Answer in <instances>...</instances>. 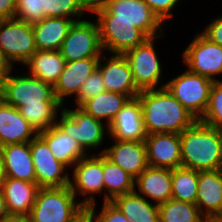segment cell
<instances>
[{
	"label": "cell",
	"instance_id": "5b68a950",
	"mask_svg": "<svg viewBox=\"0 0 222 222\" xmlns=\"http://www.w3.org/2000/svg\"><path fill=\"white\" fill-rule=\"evenodd\" d=\"M11 76L0 88V98L17 109L21 106L41 105V103H60L55 96L54 86L35 76L26 74Z\"/></svg>",
	"mask_w": 222,
	"mask_h": 222
},
{
	"label": "cell",
	"instance_id": "ffe728a7",
	"mask_svg": "<svg viewBox=\"0 0 222 222\" xmlns=\"http://www.w3.org/2000/svg\"><path fill=\"white\" fill-rule=\"evenodd\" d=\"M99 59L100 57H90L65 62L63 71L54 85L56 99L62 105L66 97L74 94L77 96L84 81L97 69Z\"/></svg>",
	"mask_w": 222,
	"mask_h": 222
},
{
	"label": "cell",
	"instance_id": "7c38bea8",
	"mask_svg": "<svg viewBox=\"0 0 222 222\" xmlns=\"http://www.w3.org/2000/svg\"><path fill=\"white\" fill-rule=\"evenodd\" d=\"M183 60L191 73L217 80L215 75L222 73V46L197 34L183 51Z\"/></svg>",
	"mask_w": 222,
	"mask_h": 222
},
{
	"label": "cell",
	"instance_id": "4fadbf2b",
	"mask_svg": "<svg viewBox=\"0 0 222 222\" xmlns=\"http://www.w3.org/2000/svg\"><path fill=\"white\" fill-rule=\"evenodd\" d=\"M73 170V182L70 181V188L72 193L85 197L81 200L83 206L96 205L95 198L92 196L95 193H102L105 190V184L103 179V154L91 155L89 154L81 158L74 164Z\"/></svg>",
	"mask_w": 222,
	"mask_h": 222
},
{
	"label": "cell",
	"instance_id": "484cf974",
	"mask_svg": "<svg viewBox=\"0 0 222 222\" xmlns=\"http://www.w3.org/2000/svg\"><path fill=\"white\" fill-rule=\"evenodd\" d=\"M74 22L75 19L64 17H46L41 22L33 24L36 49L59 50Z\"/></svg>",
	"mask_w": 222,
	"mask_h": 222
},
{
	"label": "cell",
	"instance_id": "6da1fadb",
	"mask_svg": "<svg viewBox=\"0 0 222 222\" xmlns=\"http://www.w3.org/2000/svg\"><path fill=\"white\" fill-rule=\"evenodd\" d=\"M142 106L143 125L147 135L181 134L197 119L165 87L144 90L137 95Z\"/></svg>",
	"mask_w": 222,
	"mask_h": 222
},
{
	"label": "cell",
	"instance_id": "b9f144b4",
	"mask_svg": "<svg viewBox=\"0 0 222 222\" xmlns=\"http://www.w3.org/2000/svg\"><path fill=\"white\" fill-rule=\"evenodd\" d=\"M16 17V0H0V20Z\"/></svg>",
	"mask_w": 222,
	"mask_h": 222
},
{
	"label": "cell",
	"instance_id": "cb8c5ba5",
	"mask_svg": "<svg viewBox=\"0 0 222 222\" xmlns=\"http://www.w3.org/2000/svg\"><path fill=\"white\" fill-rule=\"evenodd\" d=\"M39 188L36 182L6 177L1 190L9 215H29Z\"/></svg>",
	"mask_w": 222,
	"mask_h": 222
},
{
	"label": "cell",
	"instance_id": "44dd1931",
	"mask_svg": "<svg viewBox=\"0 0 222 222\" xmlns=\"http://www.w3.org/2000/svg\"><path fill=\"white\" fill-rule=\"evenodd\" d=\"M37 134L17 108L0 98V147L30 142Z\"/></svg>",
	"mask_w": 222,
	"mask_h": 222
},
{
	"label": "cell",
	"instance_id": "d590c367",
	"mask_svg": "<svg viewBox=\"0 0 222 222\" xmlns=\"http://www.w3.org/2000/svg\"><path fill=\"white\" fill-rule=\"evenodd\" d=\"M16 18L30 25L46 18L42 8V0H16Z\"/></svg>",
	"mask_w": 222,
	"mask_h": 222
},
{
	"label": "cell",
	"instance_id": "f1b7e54d",
	"mask_svg": "<svg viewBox=\"0 0 222 222\" xmlns=\"http://www.w3.org/2000/svg\"><path fill=\"white\" fill-rule=\"evenodd\" d=\"M130 98L127 95L105 91L98 96L86 100L80 108L92 117L103 121L107 119L106 128L117 116Z\"/></svg>",
	"mask_w": 222,
	"mask_h": 222
},
{
	"label": "cell",
	"instance_id": "ba28073f",
	"mask_svg": "<svg viewBox=\"0 0 222 222\" xmlns=\"http://www.w3.org/2000/svg\"><path fill=\"white\" fill-rule=\"evenodd\" d=\"M59 51L65 62L101 57L104 51L97 21L95 23L83 19L75 21Z\"/></svg>",
	"mask_w": 222,
	"mask_h": 222
},
{
	"label": "cell",
	"instance_id": "2e32d148",
	"mask_svg": "<svg viewBox=\"0 0 222 222\" xmlns=\"http://www.w3.org/2000/svg\"><path fill=\"white\" fill-rule=\"evenodd\" d=\"M148 165L156 168L181 167V140L176 133H153L145 138Z\"/></svg>",
	"mask_w": 222,
	"mask_h": 222
},
{
	"label": "cell",
	"instance_id": "836d02e7",
	"mask_svg": "<svg viewBox=\"0 0 222 222\" xmlns=\"http://www.w3.org/2000/svg\"><path fill=\"white\" fill-rule=\"evenodd\" d=\"M42 8L46 17L75 18V21H79L76 18H81L84 12L91 11L87 0H42Z\"/></svg>",
	"mask_w": 222,
	"mask_h": 222
},
{
	"label": "cell",
	"instance_id": "7dc6e473",
	"mask_svg": "<svg viewBox=\"0 0 222 222\" xmlns=\"http://www.w3.org/2000/svg\"><path fill=\"white\" fill-rule=\"evenodd\" d=\"M89 3H90V5L91 4H93V3H96V2H98V1H101V0H87Z\"/></svg>",
	"mask_w": 222,
	"mask_h": 222
},
{
	"label": "cell",
	"instance_id": "ee69618b",
	"mask_svg": "<svg viewBox=\"0 0 222 222\" xmlns=\"http://www.w3.org/2000/svg\"><path fill=\"white\" fill-rule=\"evenodd\" d=\"M0 222H31L28 215H9L3 217Z\"/></svg>",
	"mask_w": 222,
	"mask_h": 222
},
{
	"label": "cell",
	"instance_id": "9a60e30c",
	"mask_svg": "<svg viewBox=\"0 0 222 222\" xmlns=\"http://www.w3.org/2000/svg\"><path fill=\"white\" fill-rule=\"evenodd\" d=\"M102 59H106L104 64ZM97 68L103 77L106 91L118 92L130 99L141 92L134 82L130 64L124 55L113 54L108 59L106 55H101Z\"/></svg>",
	"mask_w": 222,
	"mask_h": 222
},
{
	"label": "cell",
	"instance_id": "5bb4252c",
	"mask_svg": "<svg viewBox=\"0 0 222 222\" xmlns=\"http://www.w3.org/2000/svg\"><path fill=\"white\" fill-rule=\"evenodd\" d=\"M103 50L124 55L149 38L130 21L97 19Z\"/></svg>",
	"mask_w": 222,
	"mask_h": 222
},
{
	"label": "cell",
	"instance_id": "ac0fdd59",
	"mask_svg": "<svg viewBox=\"0 0 222 222\" xmlns=\"http://www.w3.org/2000/svg\"><path fill=\"white\" fill-rule=\"evenodd\" d=\"M114 145L104 149V154L135 179L149 166L145 141L116 140Z\"/></svg>",
	"mask_w": 222,
	"mask_h": 222
},
{
	"label": "cell",
	"instance_id": "3957f363",
	"mask_svg": "<svg viewBox=\"0 0 222 222\" xmlns=\"http://www.w3.org/2000/svg\"><path fill=\"white\" fill-rule=\"evenodd\" d=\"M90 12L97 19L130 21L148 37L160 36L157 32L164 24L144 0H101L91 4Z\"/></svg>",
	"mask_w": 222,
	"mask_h": 222
},
{
	"label": "cell",
	"instance_id": "7402d4cb",
	"mask_svg": "<svg viewBox=\"0 0 222 222\" xmlns=\"http://www.w3.org/2000/svg\"><path fill=\"white\" fill-rule=\"evenodd\" d=\"M136 185L139 193L135 192L145 199L149 197L157 205L167 202L172 199V170L148 166L135 179Z\"/></svg>",
	"mask_w": 222,
	"mask_h": 222
},
{
	"label": "cell",
	"instance_id": "83f0119b",
	"mask_svg": "<svg viewBox=\"0 0 222 222\" xmlns=\"http://www.w3.org/2000/svg\"><path fill=\"white\" fill-rule=\"evenodd\" d=\"M147 200L134 191L117 196L111 202L133 222H159L158 205Z\"/></svg>",
	"mask_w": 222,
	"mask_h": 222
},
{
	"label": "cell",
	"instance_id": "8d00e7d4",
	"mask_svg": "<svg viewBox=\"0 0 222 222\" xmlns=\"http://www.w3.org/2000/svg\"><path fill=\"white\" fill-rule=\"evenodd\" d=\"M105 91L106 88L103 82V77L97 68L82 84L81 89L75 98L77 103L76 106L80 107L86 100L96 97Z\"/></svg>",
	"mask_w": 222,
	"mask_h": 222
},
{
	"label": "cell",
	"instance_id": "e0dca14e",
	"mask_svg": "<svg viewBox=\"0 0 222 222\" xmlns=\"http://www.w3.org/2000/svg\"><path fill=\"white\" fill-rule=\"evenodd\" d=\"M195 204L208 221L222 217V169L198 172Z\"/></svg>",
	"mask_w": 222,
	"mask_h": 222
},
{
	"label": "cell",
	"instance_id": "9c48e42d",
	"mask_svg": "<svg viewBox=\"0 0 222 222\" xmlns=\"http://www.w3.org/2000/svg\"><path fill=\"white\" fill-rule=\"evenodd\" d=\"M61 110V118L56 120V125L72 136L85 152L102 144L106 133L103 121L87 114L79 106L74 110Z\"/></svg>",
	"mask_w": 222,
	"mask_h": 222
},
{
	"label": "cell",
	"instance_id": "f35d334b",
	"mask_svg": "<svg viewBox=\"0 0 222 222\" xmlns=\"http://www.w3.org/2000/svg\"><path fill=\"white\" fill-rule=\"evenodd\" d=\"M150 9L157 15V17L164 23L171 17L172 9H174L180 0H144Z\"/></svg>",
	"mask_w": 222,
	"mask_h": 222
},
{
	"label": "cell",
	"instance_id": "d4e9b609",
	"mask_svg": "<svg viewBox=\"0 0 222 222\" xmlns=\"http://www.w3.org/2000/svg\"><path fill=\"white\" fill-rule=\"evenodd\" d=\"M39 135L46 141L52 155L67 168L88 155L72 136L56 124Z\"/></svg>",
	"mask_w": 222,
	"mask_h": 222
},
{
	"label": "cell",
	"instance_id": "74e56055",
	"mask_svg": "<svg viewBox=\"0 0 222 222\" xmlns=\"http://www.w3.org/2000/svg\"><path fill=\"white\" fill-rule=\"evenodd\" d=\"M96 222H133L127 219L124 214L111 201L103 202V207L99 215H96Z\"/></svg>",
	"mask_w": 222,
	"mask_h": 222
},
{
	"label": "cell",
	"instance_id": "52a82bcc",
	"mask_svg": "<svg viewBox=\"0 0 222 222\" xmlns=\"http://www.w3.org/2000/svg\"><path fill=\"white\" fill-rule=\"evenodd\" d=\"M0 50L13 63H25L36 51L32 25L18 18L0 20Z\"/></svg>",
	"mask_w": 222,
	"mask_h": 222
},
{
	"label": "cell",
	"instance_id": "d6a6232c",
	"mask_svg": "<svg viewBox=\"0 0 222 222\" xmlns=\"http://www.w3.org/2000/svg\"><path fill=\"white\" fill-rule=\"evenodd\" d=\"M61 103H41V105L21 106L20 114L29 122L30 126L39 134L56 124L57 111L62 109Z\"/></svg>",
	"mask_w": 222,
	"mask_h": 222
},
{
	"label": "cell",
	"instance_id": "277c9868",
	"mask_svg": "<svg viewBox=\"0 0 222 222\" xmlns=\"http://www.w3.org/2000/svg\"><path fill=\"white\" fill-rule=\"evenodd\" d=\"M82 207L70 186L39 188L28 216L31 222H68Z\"/></svg>",
	"mask_w": 222,
	"mask_h": 222
},
{
	"label": "cell",
	"instance_id": "ab89813d",
	"mask_svg": "<svg viewBox=\"0 0 222 222\" xmlns=\"http://www.w3.org/2000/svg\"><path fill=\"white\" fill-rule=\"evenodd\" d=\"M201 34L211 42L222 46V16L214 19Z\"/></svg>",
	"mask_w": 222,
	"mask_h": 222
},
{
	"label": "cell",
	"instance_id": "60d3db41",
	"mask_svg": "<svg viewBox=\"0 0 222 222\" xmlns=\"http://www.w3.org/2000/svg\"><path fill=\"white\" fill-rule=\"evenodd\" d=\"M95 209V204L83 206L68 222H96Z\"/></svg>",
	"mask_w": 222,
	"mask_h": 222
},
{
	"label": "cell",
	"instance_id": "8992f818",
	"mask_svg": "<svg viewBox=\"0 0 222 222\" xmlns=\"http://www.w3.org/2000/svg\"><path fill=\"white\" fill-rule=\"evenodd\" d=\"M214 81L186 70L164 85L197 120H200L207 108Z\"/></svg>",
	"mask_w": 222,
	"mask_h": 222
},
{
	"label": "cell",
	"instance_id": "1f68e13d",
	"mask_svg": "<svg viewBox=\"0 0 222 222\" xmlns=\"http://www.w3.org/2000/svg\"><path fill=\"white\" fill-rule=\"evenodd\" d=\"M198 171L185 167L172 169V199L196 203Z\"/></svg>",
	"mask_w": 222,
	"mask_h": 222
},
{
	"label": "cell",
	"instance_id": "4316f807",
	"mask_svg": "<svg viewBox=\"0 0 222 222\" xmlns=\"http://www.w3.org/2000/svg\"><path fill=\"white\" fill-rule=\"evenodd\" d=\"M24 65L29 67L30 75L54 86L63 71L65 59L59 50H37Z\"/></svg>",
	"mask_w": 222,
	"mask_h": 222
},
{
	"label": "cell",
	"instance_id": "4dcf8cb0",
	"mask_svg": "<svg viewBox=\"0 0 222 222\" xmlns=\"http://www.w3.org/2000/svg\"><path fill=\"white\" fill-rule=\"evenodd\" d=\"M159 222H208L196 204L170 199L158 205Z\"/></svg>",
	"mask_w": 222,
	"mask_h": 222
},
{
	"label": "cell",
	"instance_id": "603a6c76",
	"mask_svg": "<svg viewBox=\"0 0 222 222\" xmlns=\"http://www.w3.org/2000/svg\"><path fill=\"white\" fill-rule=\"evenodd\" d=\"M6 177L27 182H36L30 142L7 144L0 147Z\"/></svg>",
	"mask_w": 222,
	"mask_h": 222
},
{
	"label": "cell",
	"instance_id": "7bdbcfd3",
	"mask_svg": "<svg viewBox=\"0 0 222 222\" xmlns=\"http://www.w3.org/2000/svg\"><path fill=\"white\" fill-rule=\"evenodd\" d=\"M12 64L6 59L0 50V88L4 81L8 78L12 72Z\"/></svg>",
	"mask_w": 222,
	"mask_h": 222
},
{
	"label": "cell",
	"instance_id": "8fae6325",
	"mask_svg": "<svg viewBox=\"0 0 222 222\" xmlns=\"http://www.w3.org/2000/svg\"><path fill=\"white\" fill-rule=\"evenodd\" d=\"M30 151L36 183L40 188L69 186L71 179L65 173L67 167L52 155L46 141L39 134L30 141Z\"/></svg>",
	"mask_w": 222,
	"mask_h": 222
},
{
	"label": "cell",
	"instance_id": "f546056e",
	"mask_svg": "<svg viewBox=\"0 0 222 222\" xmlns=\"http://www.w3.org/2000/svg\"><path fill=\"white\" fill-rule=\"evenodd\" d=\"M103 179L107 191L104 202L112 201L117 196L129 194L136 190L135 178L110 161L104 154Z\"/></svg>",
	"mask_w": 222,
	"mask_h": 222
},
{
	"label": "cell",
	"instance_id": "f6af8a7d",
	"mask_svg": "<svg viewBox=\"0 0 222 222\" xmlns=\"http://www.w3.org/2000/svg\"><path fill=\"white\" fill-rule=\"evenodd\" d=\"M6 216H9V213L7 210L4 194H3L2 190L0 189V220Z\"/></svg>",
	"mask_w": 222,
	"mask_h": 222
},
{
	"label": "cell",
	"instance_id": "bcb514c9",
	"mask_svg": "<svg viewBox=\"0 0 222 222\" xmlns=\"http://www.w3.org/2000/svg\"><path fill=\"white\" fill-rule=\"evenodd\" d=\"M5 179H6V173H5V167H4V160L0 151V189Z\"/></svg>",
	"mask_w": 222,
	"mask_h": 222
},
{
	"label": "cell",
	"instance_id": "e575fe53",
	"mask_svg": "<svg viewBox=\"0 0 222 222\" xmlns=\"http://www.w3.org/2000/svg\"><path fill=\"white\" fill-rule=\"evenodd\" d=\"M201 122L222 130V81L215 80L211 91L209 102Z\"/></svg>",
	"mask_w": 222,
	"mask_h": 222
},
{
	"label": "cell",
	"instance_id": "d6986e66",
	"mask_svg": "<svg viewBox=\"0 0 222 222\" xmlns=\"http://www.w3.org/2000/svg\"><path fill=\"white\" fill-rule=\"evenodd\" d=\"M109 134L116 140H145L142 106L138 97L129 99L109 124Z\"/></svg>",
	"mask_w": 222,
	"mask_h": 222
},
{
	"label": "cell",
	"instance_id": "c3c4849f",
	"mask_svg": "<svg viewBox=\"0 0 222 222\" xmlns=\"http://www.w3.org/2000/svg\"><path fill=\"white\" fill-rule=\"evenodd\" d=\"M213 222H222V217H219V218L213 220Z\"/></svg>",
	"mask_w": 222,
	"mask_h": 222
},
{
	"label": "cell",
	"instance_id": "7a4b0ae2",
	"mask_svg": "<svg viewBox=\"0 0 222 222\" xmlns=\"http://www.w3.org/2000/svg\"><path fill=\"white\" fill-rule=\"evenodd\" d=\"M180 140L182 167L198 172L222 169V130L197 120Z\"/></svg>",
	"mask_w": 222,
	"mask_h": 222
},
{
	"label": "cell",
	"instance_id": "30bf717a",
	"mask_svg": "<svg viewBox=\"0 0 222 222\" xmlns=\"http://www.w3.org/2000/svg\"><path fill=\"white\" fill-rule=\"evenodd\" d=\"M159 37H149L124 54L130 64L134 82L140 91L157 89L156 86L162 78L161 64L154 48V40Z\"/></svg>",
	"mask_w": 222,
	"mask_h": 222
}]
</instances>
